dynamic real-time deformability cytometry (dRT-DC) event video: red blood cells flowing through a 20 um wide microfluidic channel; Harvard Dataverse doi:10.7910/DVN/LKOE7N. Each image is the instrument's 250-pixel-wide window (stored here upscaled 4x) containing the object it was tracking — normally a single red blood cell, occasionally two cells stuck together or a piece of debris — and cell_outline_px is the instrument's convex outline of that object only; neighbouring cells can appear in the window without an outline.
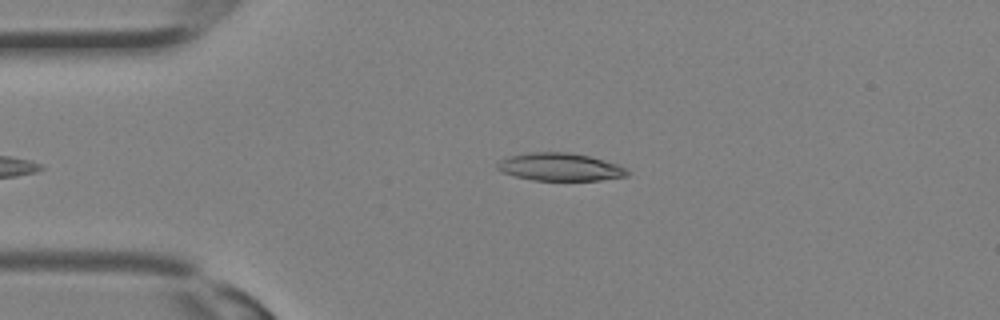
{"species": "Egyptian fruit bat (a non-hibernating species)", "species_latin": "Rousettus aegyptiacus", "temperature_condition": "room temperature", "stored_images_in_passage": 17, "camera_frame_rate_fps": 3000, "um_per_image_px": 0.085, "animal": {"sex": "female"}, "frame": {"image": 1, "passage_image": 1, "time_ms": 0.0, "image_size_px": [1000, 320], "cell_outline_px": [[632, 172], [628, 176], [600, 180], [532, 180], [516, 176], [504, 172], [496, 168], [496, 164], [500, 160], [508, 156], [528, 152], [568, 152], [588, 156], [604, 160], [616, 164]], "centroid_in_image_um": [47.6, 14.19], "position_along_channel_um": 37.4, "area_um2": 20.98}}
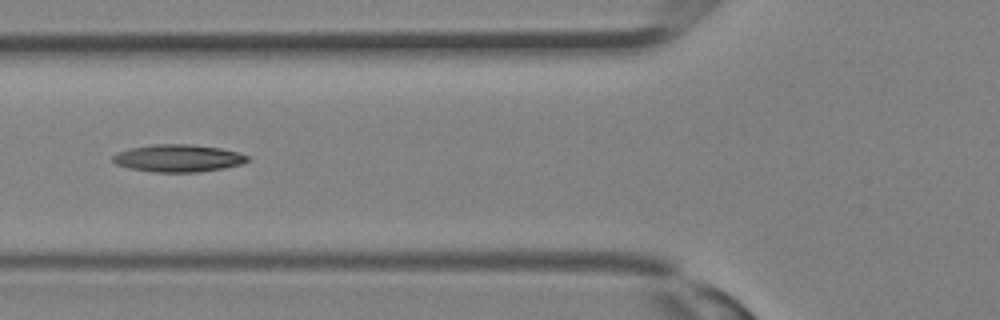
{"frame": {"image": 2, "passage_image": 6, "time_ms": 1.667, "image_size_px": [1000, 320], "cell_outline_px": [[252, 160], [240, 164], [224, 168], [196, 172], [152, 172], [128, 168], [116, 164], [112, 160], [112, 156], [116, 152], [132, 148], [152, 144], [192, 144], [220, 148], [240, 152], [252, 156]], "centroid_in_image_um": [15.18, 13.44], "position_along_channel_um": 110.6, "area_um2": 21.79}}
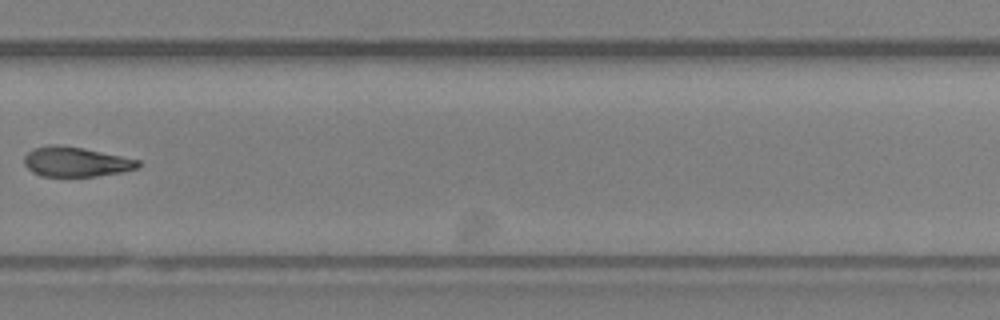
{"frame": {"image": 3, "passage_image": 16, "time_ms": 5.0, "image_size_px": [1000, 320], "cell_outline_px": [[140, 164], [136, 168], [124, 172], [96, 176], [40, 176], [32, 172], [24, 164], [24, 156], [32, 148], [48, 144], [60, 144], [84, 148], [140, 160]], "centroid_in_image_um": [6.41, 13.74], "position_along_channel_um": 323.4, "area_um2": 19.94}}